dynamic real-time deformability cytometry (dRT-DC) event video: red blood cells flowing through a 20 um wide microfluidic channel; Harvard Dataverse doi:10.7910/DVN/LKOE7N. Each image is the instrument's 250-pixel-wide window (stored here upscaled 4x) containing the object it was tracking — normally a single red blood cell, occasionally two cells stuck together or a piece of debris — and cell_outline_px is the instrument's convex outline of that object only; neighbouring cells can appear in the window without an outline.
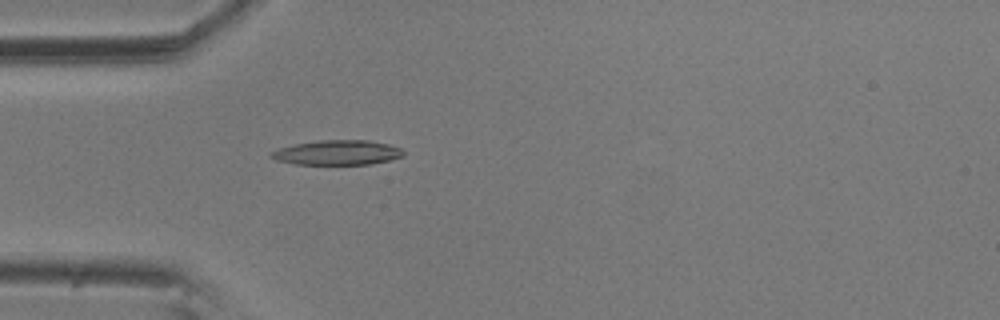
{"species": "common noctule bat (a hibernating species)", "species_latin": "Nyctalus noctula", "temperature_condition": "room temperature", "stored_images_in_passage": 5, "camera_frame_rate_fps": 3000, "um_per_image_px": 0.085, "animal": {"sex": "male", "body_mass_g": 20.5, "forearm_length_mm": 52.5}, "frame": {"image": 1, "passage_image": 5, "time_ms": 1.333, "image_size_px": [1000, 320], "cell_outline_px": [[404, 156], [372, 164], [296, 164], [276, 160], [268, 156], [272, 152], [280, 148], [292, 144], [320, 140], [368, 140], [388, 144], [400, 148], [404, 152]], "centroid_in_image_um": [28.67, 12.96], "position_along_channel_um": 56.3, "area_um2": 19.02}}